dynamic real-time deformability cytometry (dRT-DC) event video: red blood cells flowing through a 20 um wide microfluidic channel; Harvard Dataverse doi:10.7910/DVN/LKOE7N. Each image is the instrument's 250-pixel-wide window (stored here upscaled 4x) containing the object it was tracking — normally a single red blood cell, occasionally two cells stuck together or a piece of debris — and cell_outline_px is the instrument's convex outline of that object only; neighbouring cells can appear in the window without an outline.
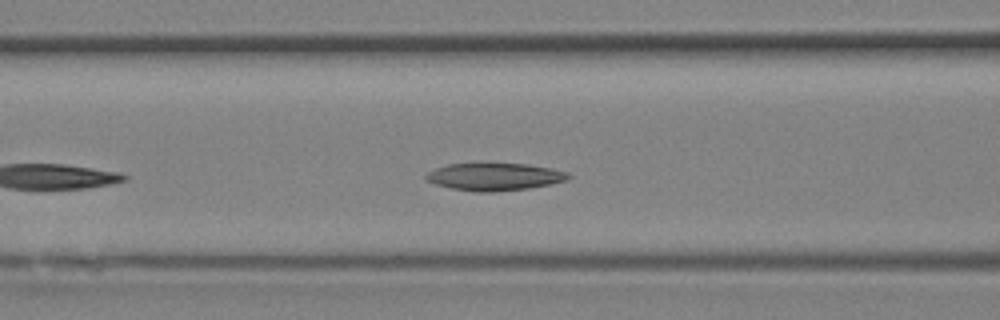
{"species": "Egyptian fruit bat (a non-hibernating species)", "species_latin": "Rousettus aegyptiacus", "temperature_condition": "room temperature", "stored_images_in_passage": 11, "camera_frame_rate_fps": 3000, "um_per_image_px": 0.085, "animal": {"sex": "female"}, "frame": {"image": 1, "passage_image": 11, "time_ms": 3.333, "image_size_px": [1000, 320], "cell_outline_px": [[572, 176], [568, 180], [528, 188], [492, 192], [476, 192], [452, 188], [436, 184], [424, 180], [424, 176], [428, 172], [436, 168], [448, 164], [528, 164], [552, 168], [568, 172]], "centroid_in_image_um": [42.04, 15.02], "position_along_channel_um": 124.6, "area_um2": 22.66}}